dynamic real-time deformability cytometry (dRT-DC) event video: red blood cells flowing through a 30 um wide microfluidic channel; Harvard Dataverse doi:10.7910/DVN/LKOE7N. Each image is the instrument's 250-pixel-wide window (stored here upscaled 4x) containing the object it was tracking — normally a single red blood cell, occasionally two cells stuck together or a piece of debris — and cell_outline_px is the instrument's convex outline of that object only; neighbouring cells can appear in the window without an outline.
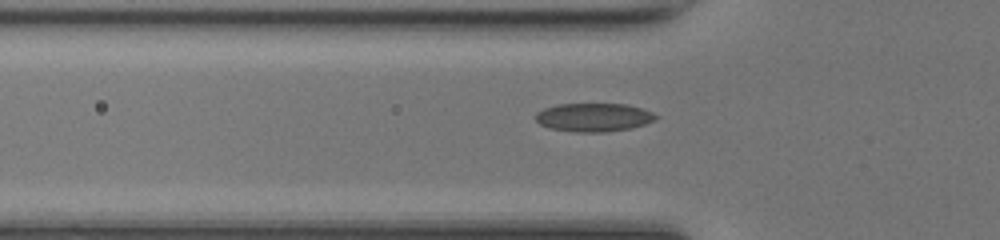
{"species": "common noctule bat (a hibernating species)", "species_latin": "Nyctalus noctula", "temperature_condition": "room temperature", "stored_images_in_passage": 35, "camera_frame_rate_fps": 3000, "um_per_image_px": 0.085, "animal": {"sex": "female", "body_mass_g": 17.0, "forearm_length_mm": 48.0}, "frame": {"image": 1, "passage_image": 6, "time_ms": 1.667, "image_size_px": [1000, 240], "cell_outline_px": [[656, 116], [652, 120], [644, 124], [632, 128], [604, 132], [576, 132], [548, 128], [540, 124], [536, 120], [536, 112], [544, 108], [556, 104], [628, 104], [652, 112]], "centroid_in_image_um": [50.41, 9.97], "position_along_channel_um": 75.4, "area_um2": 19.83}}
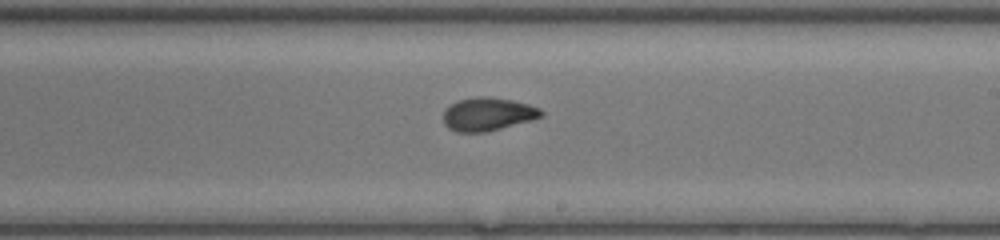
{"frame": {"image": 2, "passage_image": 18, "time_ms": 5.667, "image_size_px": [1000, 240], "cell_outline_px": [[544, 116], [532, 120], [488, 132], [456, 132], [448, 128], [444, 124], [444, 108], [456, 100], [480, 96], [484, 96], [512, 100], [528, 104], [540, 108], [544, 112]], "centroid_in_image_um": [41.46, 9.71], "position_along_channel_um": 247.5, "area_um2": 19.19}}
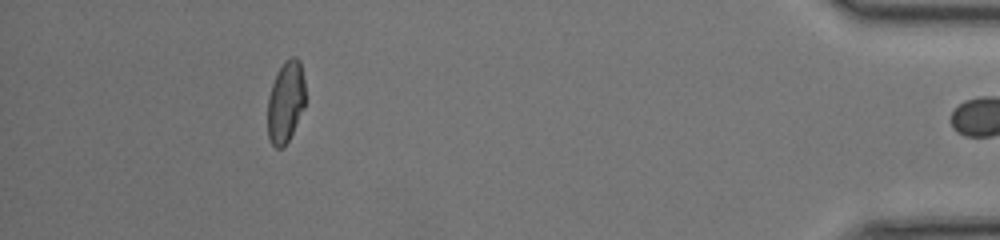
{"frame": {"image": 3, "passage_image": 34, "time_ms": 11.0, "image_size_px": [1000, 240], "cell_outline_px": [[304, 108], [284, 148], [276, 148], [272, 144], [268, 136], [268, 96], [276, 72], [284, 60], [292, 56], [296, 56], [300, 60], [304, 80]], "centroid_in_image_um": [24.27, 8.62], "position_along_channel_um": 410.9, "area_um2": 17.98}, "authors_computed_cell_mechanics": {"area_um2": 18.8428, "velocity_mm_per_s": 4.287, "shape_relaxation_time_tau1_ms": 6.3514, "shape_relaxation_time_tau2_ms": 1.4725, "deformation_change_tau1": 0.1917, "deformation_change_tau2": 0.0618}}